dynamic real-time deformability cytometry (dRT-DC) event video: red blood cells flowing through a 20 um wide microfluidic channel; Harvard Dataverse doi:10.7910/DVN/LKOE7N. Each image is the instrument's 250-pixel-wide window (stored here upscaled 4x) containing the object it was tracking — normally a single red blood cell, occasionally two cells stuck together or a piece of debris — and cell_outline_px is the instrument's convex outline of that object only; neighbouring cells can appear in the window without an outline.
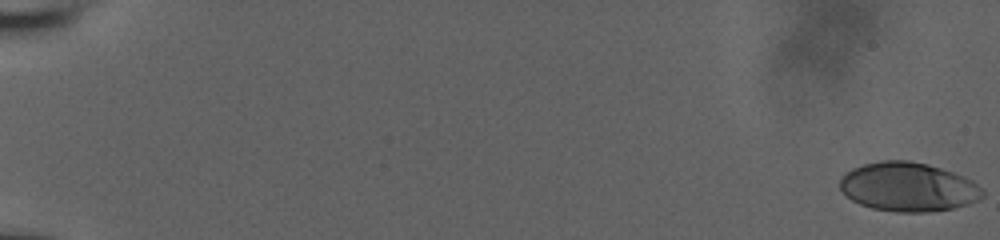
{"species": "human", "species_latin": "Homo sapiens", "temperature_condition": "room temperature", "stored_images_in_passage": 56, "camera_frame_rate_fps": 3000, "um_per_image_px": 0.085, "donor": {"sex": "male"}, "frame": {"image": 1, "passage_image": 1, "time_ms": 0.0, "image_size_px": [1000, 240], "cell_outline_px": [[984, 196], [968, 204], [952, 208], [928, 212], [896, 212], [872, 208], [860, 204], [852, 200], [840, 188], [840, 180], [852, 168], [864, 164], [884, 160], [908, 160], [928, 164], [964, 176], [972, 180], [984, 192]], "centroid_in_image_um": [77.2, 15.89], "position_along_channel_um": 7.8, "area_um2": 40.46}}
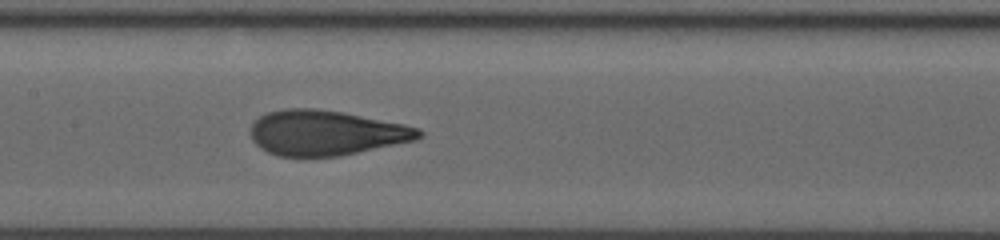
{"frame": {"image": 2, "passage_image": 31, "time_ms": 10.0, "image_size_px": [1000, 240], "cell_outline_px": [[424, 136], [416, 140], [340, 156], [276, 156], [260, 148], [252, 140], [252, 124], [260, 116], [268, 112], [284, 108], [316, 108], [340, 112], [404, 124], [420, 128], [424, 132]], "centroid_in_image_um": [27.73, 11.29], "position_along_channel_um": 179.7, "area_um2": 44.1}}
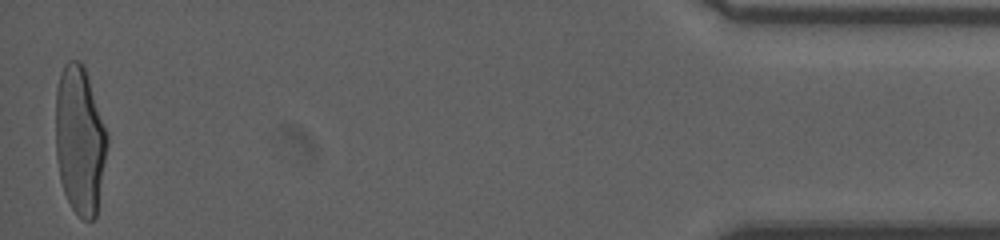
{"frame": {"image": 3, "passage_image": 56, "time_ms": 18.333, "image_size_px": [1000, 240], "cell_outline_px": [[108, 144], [96, 216], [92, 220], [84, 220], [72, 208], [64, 192], [60, 180], [56, 156], [56, 88], [60, 72], [64, 64], [68, 60], [80, 60], [84, 64], [108, 136]], "centroid_in_image_um": [6.77, 11.88], "position_along_channel_um": 428.4, "area_um2": 44.56}, "authors_computed_cell_mechanics": {"area_um2": 43.6968, "velocity_mm_per_s": 3.9484, "shape_relaxation_time_tau1_ms": 5.261, "shape_relaxation_time_tau2_ms": null, "deformation_change_tau1": 0.231, "deformation_change_tau2": null}}